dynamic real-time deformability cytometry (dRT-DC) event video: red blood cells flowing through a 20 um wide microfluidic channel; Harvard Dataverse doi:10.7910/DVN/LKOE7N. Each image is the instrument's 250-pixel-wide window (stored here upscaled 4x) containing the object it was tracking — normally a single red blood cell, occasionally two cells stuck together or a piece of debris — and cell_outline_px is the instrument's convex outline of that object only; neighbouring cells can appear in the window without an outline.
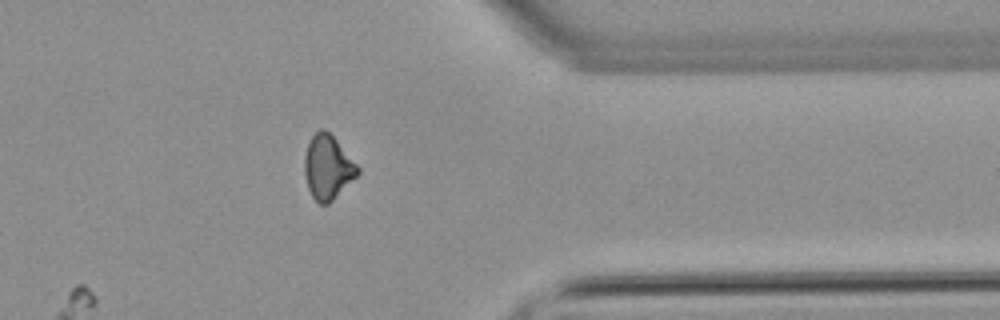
{"species": "common noctule bat (a hibernating species)", "species_latin": "Nyctalus noctula", "temperature_condition": "warm", "stored_images_in_passage": 12, "camera_frame_rate_fps": 3000, "um_per_image_px": 0.085, "animal": {"sex": "male", "body_mass_g": 21.5, "forearm_length_mm": 52.0}, "frame": {"image": 1, "passage_image": 9, "time_ms": 9.667, "image_size_px": [1000, 320], "cell_outline_px": [[360, 172], [328, 204], [320, 204], [312, 196], [308, 188], [304, 172], [304, 156], [308, 144], [312, 136], [320, 128], [324, 128], [336, 140], [360, 168]], "centroid_in_image_um": [27.84, 14.21], "position_along_channel_um": 383.6, "area_um2": 19.54}}